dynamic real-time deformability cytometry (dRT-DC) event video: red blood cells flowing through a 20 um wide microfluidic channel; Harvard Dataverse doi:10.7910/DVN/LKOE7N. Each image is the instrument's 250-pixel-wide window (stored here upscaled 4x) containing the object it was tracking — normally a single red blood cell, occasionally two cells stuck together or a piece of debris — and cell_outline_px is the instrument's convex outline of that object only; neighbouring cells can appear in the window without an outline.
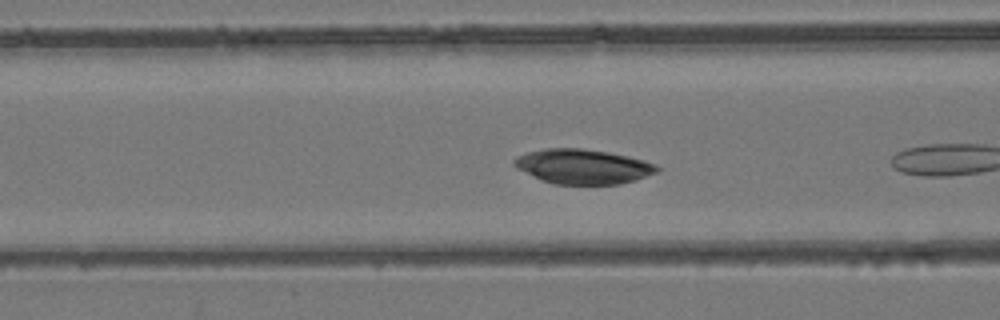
{"species": "common noctule bat (a hibernating species)", "species_latin": "Nyctalus noctula", "temperature_condition": "room temperature", "stored_images_in_passage": 5, "camera_frame_rate_fps": 3000, "um_per_image_px": 0.085, "animal": {"sex": "female", "body_mass_g": 24.6, "forearm_length_mm": 56.2}, "frame": {"image": 1, "passage_image": 4, "time_ms": 1.0, "image_size_px": [1000, 320], "cell_outline_px": [[660, 172], [636, 180], [620, 184], [556, 184], [540, 180], [516, 168], [512, 164], [512, 160], [516, 156], [528, 152], [544, 148], [584, 148], [608, 152], [628, 156], [644, 160], [656, 164], [660, 168]], "centroid_in_image_um": [49.55, 14.15], "position_along_channel_um": 117.0, "area_um2": 29.25}}